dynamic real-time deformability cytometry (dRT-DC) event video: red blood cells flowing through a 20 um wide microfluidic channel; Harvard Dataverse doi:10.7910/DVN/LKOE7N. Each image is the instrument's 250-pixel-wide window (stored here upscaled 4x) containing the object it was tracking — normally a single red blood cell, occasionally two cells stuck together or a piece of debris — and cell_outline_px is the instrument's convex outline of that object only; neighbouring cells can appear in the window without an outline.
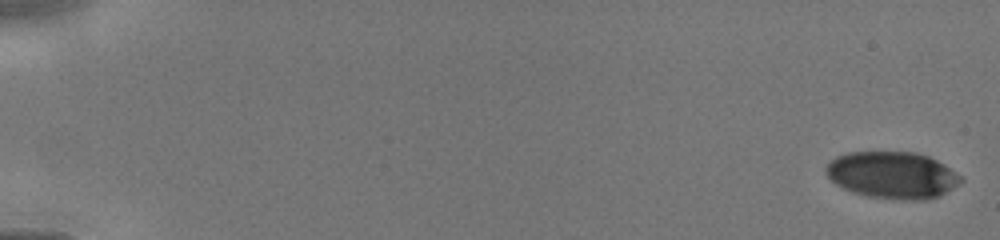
{"species": "human", "species_latin": "Homo sapiens", "temperature_condition": "cold", "stored_images_in_passage": 28, "camera_frame_rate_fps": 3000, "um_per_image_px": 0.085, "donor": {"sex": "male"}, "frame": {"image": 1, "passage_image": 1, "time_ms": 0.0, "image_size_px": [1000, 240], "cell_outline_px": [[964, 180], [960, 184], [940, 196], [928, 200], [900, 200], [868, 196], [852, 192], [836, 184], [824, 172], [824, 168], [836, 156], [848, 152], [916, 152], [928, 156], [944, 164], [960, 176]], "centroid_in_image_um": [75.86, 14.89], "position_along_channel_um": 9.1, "area_um2": 36.99}}
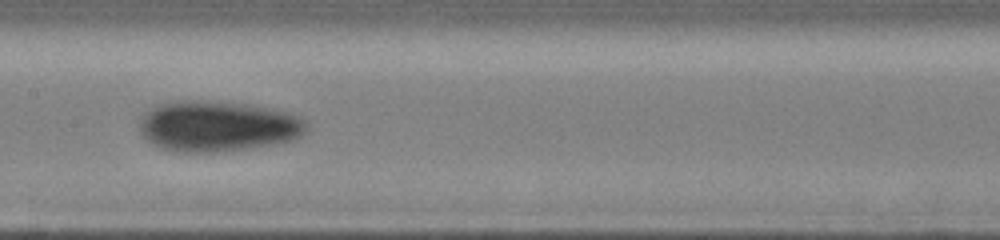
{"frame": {"image": 2, "passage_image": 15, "time_ms": 8.0, "image_size_px": [1000, 240], "cell_outline_px": [[308, 132], [292, 140], [272, 144], [248, 148], [212, 152], [180, 152], [160, 148], [152, 144], [140, 132], [140, 116], [144, 112], [156, 104], [168, 100], [220, 100], [252, 104], [272, 108], [288, 112], [300, 116], [308, 120]], "centroid_in_image_um": [18.51, 10.69], "position_along_channel_um": 188.9, "area_um2": 50.4}}
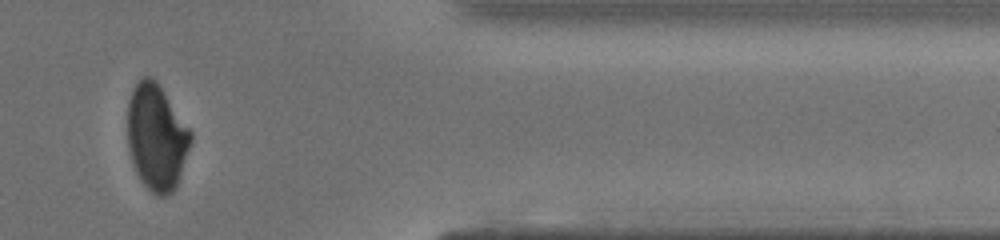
{"frame": {"image": 3, "passage_image": 26, "time_ms": 13.0, "image_size_px": [1000, 240], "cell_outline_px": [[192, 140], [176, 184], [172, 192], [168, 196], [156, 196], [144, 184], [136, 172], [132, 160], [128, 144], [128, 100], [132, 88], [144, 76], [152, 76], [156, 80], [192, 132]], "centroid_in_image_um": [13.3, 11.64], "position_along_channel_um": 398.1, "area_um2": 38.67}}